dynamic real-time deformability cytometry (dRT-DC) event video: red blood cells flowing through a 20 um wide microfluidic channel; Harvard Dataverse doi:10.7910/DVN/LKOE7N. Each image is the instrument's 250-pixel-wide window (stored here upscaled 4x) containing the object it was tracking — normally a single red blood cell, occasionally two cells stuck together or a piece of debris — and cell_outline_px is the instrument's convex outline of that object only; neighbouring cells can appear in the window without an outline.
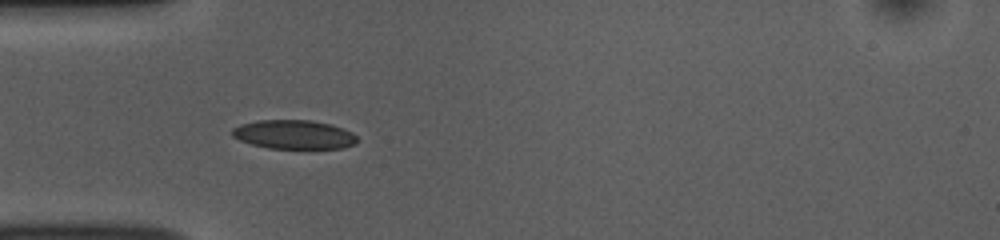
{"species": "common noctule bat (a hibernating species)", "species_latin": "Nyctalus noctula", "temperature_condition": "room temperature", "stored_images_in_passage": 35, "camera_frame_rate_fps": 3000, "um_per_image_px": 0.085, "animal": {"sex": "female", "body_mass_g": 10.0, "forearm_length_mm": 53.1}, "frame": {"image": 1, "passage_image": 4, "time_ms": 1.0, "image_size_px": [1000, 240], "cell_outline_px": [[360, 140], [356, 144], [344, 148], [268, 148], [252, 144], [240, 140], [232, 136], [232, 128], [240, 124], [256, 120], [312, 120], [332, 124], [344, 128], [352, 132]], "centroid_in_image_um": [25.02, 11.42], "position_along_channel_um": 60.0, "area_um2": 21.33}}
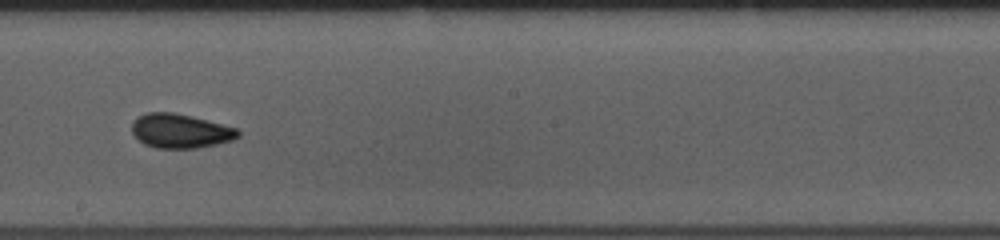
{"frame": {"image": 2, "passage_image": 18, "time_ms": 5.667, "image_size_px": [1000, 240], "cell_outline_px": [[240, 136], [232, 140], [216, 144], [196, 148], [156, 148], [144, 144], [132, 132], [132, 120], [136, 116], [148, 112], [172, 112], [192, 116], [236, 128], [240, 132]], "centroid_in_image_um": [15.3, 11.12], "position_along_channel_um": 232.9, "area_um2": 21.15}}
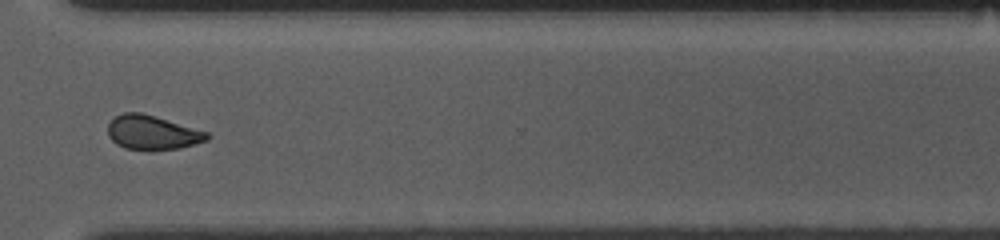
{"frame": {"image": 3, "passage_image": 28, "time_ms": 9.0, "image_size_px": [1000, 240], "cell_outline_px": [[212, 136], [208, 140], [180, 148], [124, 148], [116, 144], [108, 136], [108, 124], [116, 116], [124, 112], [140, 112], [156, 116], [208, 132]], "centroid_in_image_um": [12.96, 11.23], "position_along_channel_um": 357.6, "area_um2": 19.42}, "authors_computed_cell_mechanics": {"area_um2": 20.2878, "velocity_mm_per_s": 3.7477, "shape_relaxation_time_tau1_ms": 3.0468, "shape_relaxation_time_tau2_ms": 2.0082, "deformation_change_tau1": 0.104, "deformation_change_tau2": 0.0603}}